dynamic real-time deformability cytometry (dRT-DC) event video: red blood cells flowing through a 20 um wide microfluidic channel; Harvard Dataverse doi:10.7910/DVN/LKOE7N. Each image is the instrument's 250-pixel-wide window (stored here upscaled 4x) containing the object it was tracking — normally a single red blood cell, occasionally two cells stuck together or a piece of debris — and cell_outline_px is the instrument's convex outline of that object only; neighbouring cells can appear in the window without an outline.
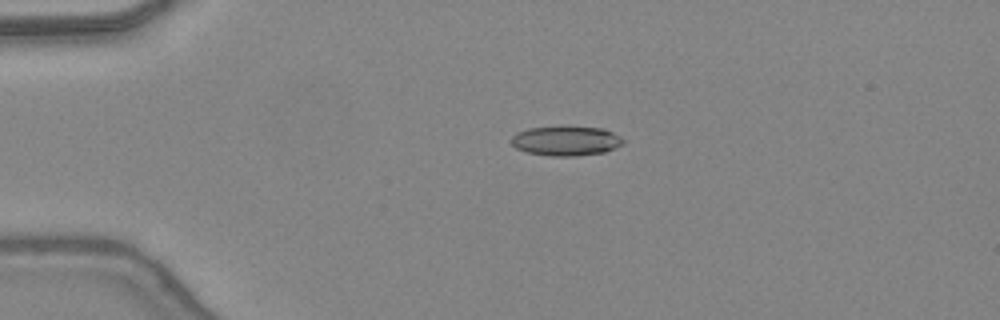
{"species": "common noctule bat (a hibernating species)", "species_latin": "Nyctalus noctula", "temperature_condition": "warm", "stored_images_in_passage": 48, "camera_frame_rate_fps": 3000, "um_per_image_px": 0.085, "animal": {"sex": "female", "body_mass_g": 24.6, "forearm_length_mm": 56.2}, "frame": {"image": 1, "passage_image": 12, "time_ms": 3.667, "image_size_px": [1000, 320], "cell_outline_px": [[624, 144], [616, 148], [604, 152], [576, 156], [552, 156], [528, 152], [516, 148], [508, 140], [516, 132], [528, 128], [604, 128], [620, 136], [624, 140]], "centroid_in_image_um": [48.11, 11.99], "position_along_channel_um": 36.9, "area_um2": 19.02}}
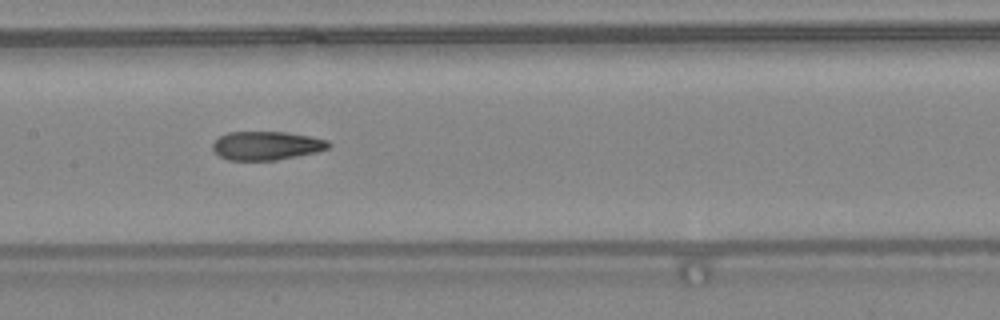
{"frame": {"image": 2, "passage_image": 25, "time_ms": 8.0, "image_size_px": [1000, 320], "cell_outline_px": [[332, 144], [328, 148], [320, 152], [276, 160], [228, 160], [220, 156], [212, 148], [212, 144], [220, 136], [228, 132], [284, 132], [308, 136], [328, 140]], "centroid_in_image_um": [22.68, 12.38], "position_along_channel_um": 184.7, "area_um2": 19.36}}
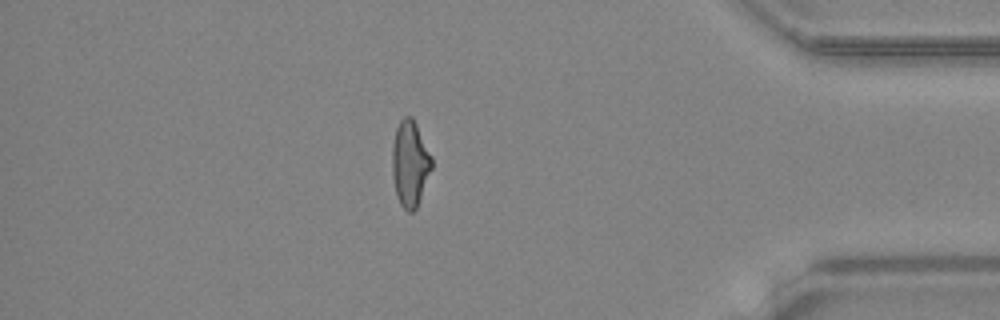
{"frame": {"image": 3, "passage_image": 42, "time_ms": 13.667, "image_size_px": [1000, 320], "cell_outline_px": [[432, 168], [416, 208], [412, 212], [408, 212], [400, 204], [396, 196], [392, 176], [392, 144], [396, 128], [400, 120], [404, 116], [412, 116], [432, 156]], "centroid_in_image_um": [34.84, 13.89], "position_along_channel_um": 400.4, "area_um2": 19.83}, "authors_computed_cell_mechanics": {"area_um2": 19.5653, "velocity_mm_per_s": 4.4287, "shape_relaxation_time_tau1_ms": null, "shape_relaxation_time_tau2_ms": 1.8272, "deformation_change_tau1": null, "deformation_change_tau2": 0.1048}}